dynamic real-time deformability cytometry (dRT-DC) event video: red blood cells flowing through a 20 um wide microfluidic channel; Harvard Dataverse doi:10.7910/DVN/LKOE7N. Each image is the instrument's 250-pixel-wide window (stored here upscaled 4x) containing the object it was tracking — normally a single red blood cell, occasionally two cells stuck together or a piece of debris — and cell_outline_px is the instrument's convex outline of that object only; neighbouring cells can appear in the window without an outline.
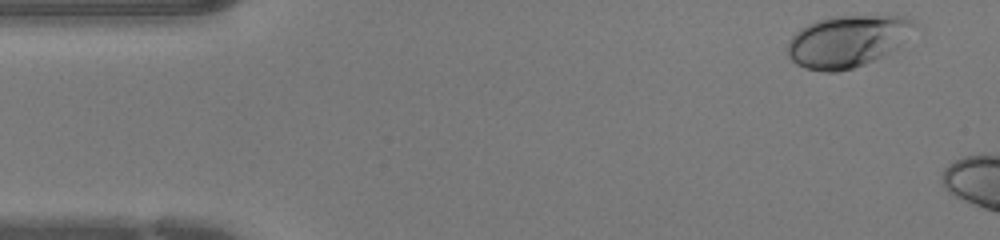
{"species": "human", "species_latin": "Homo sapiens", "temperature_condition": "warm", "stored_images_in_passage": 5, "camera_frame_rate_fps": 3000, "um_per_image_px": 0.085, "donor": {"sex": "female"}, "frame": {"image": 1, "passage_image": 2, "time_ms": 0.333, "image_size_px": [1000, 240], "cell_outline_px": [[924, 28], [896, 48], [876, 60], [852, 68], [836, 72], [824, 72], [804, 68], [796, 64], [788, 56], [788, 40], [800, 28], [816, 20], [828, 16], [904, 16], [916, 20]], "centroid_in_image_um": [72.14, 3.48], "position_along_channel_um": 12.9, "area_um2": 39.3}}